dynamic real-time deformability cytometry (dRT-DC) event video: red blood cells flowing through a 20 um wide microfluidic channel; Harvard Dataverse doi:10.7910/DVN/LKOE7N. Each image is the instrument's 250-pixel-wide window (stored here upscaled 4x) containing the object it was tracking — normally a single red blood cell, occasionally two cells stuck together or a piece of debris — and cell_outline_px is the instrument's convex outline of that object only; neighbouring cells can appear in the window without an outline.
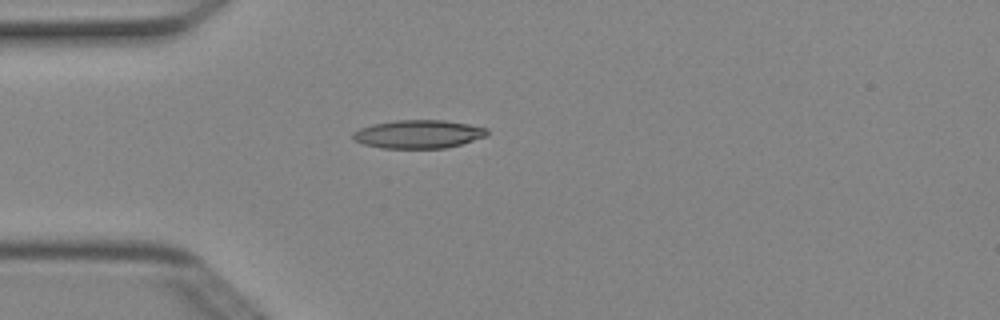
{"species": "Egyptian fruit bat (a non-hibernating species)", "species_latin": "Rousettus aegyptiacus", "temperature_condition": "cold", "stored_images_in_passage": 3, "camera_frame_rate_fps": 3000, "um_per_image_px": 0.085, "animal": {"sex": "female"}, "frame": {"image": 1, "passage_image": 3, "time_ms": 0.667, "image_size_px": [1000, 320], "cell_outline_px": [[488, 136], [460, 144], [444, 148], [380, 148], [364, 144], [356, 140], [352, 136], [352, 132], [360, 128], [372, 124], [396, 120], [444, 120], [468, 124], [488, 128]], "centroid_in_image_um": [35.57, 11.39], "position_along_channel_um": 49.4, "area_um2": 22.14}}